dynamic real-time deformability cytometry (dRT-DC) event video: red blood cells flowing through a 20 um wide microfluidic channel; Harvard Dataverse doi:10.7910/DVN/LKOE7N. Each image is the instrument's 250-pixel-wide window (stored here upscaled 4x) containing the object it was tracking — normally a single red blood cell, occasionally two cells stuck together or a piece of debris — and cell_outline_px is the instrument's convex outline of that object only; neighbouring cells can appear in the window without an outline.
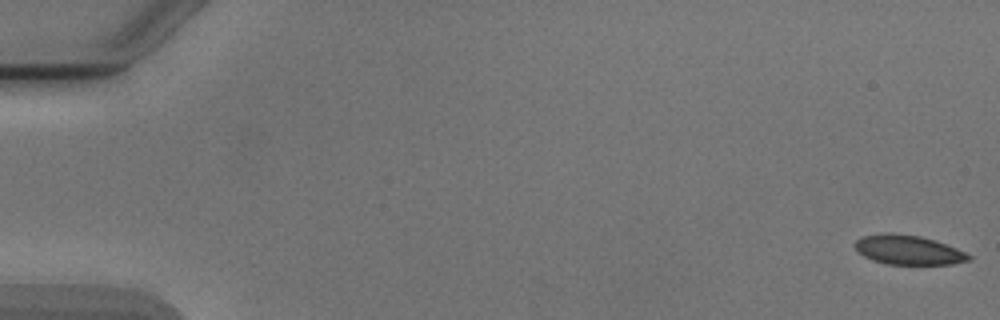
{"species": "Egyptian fruit bat (a non-hibernating species)", "species_latin": "Rousettus aegyptiacus", "temperature_condition": "cold", "stored_images_in_passage": 5, "camera_frame_rate_fps": 3000, "um_per_image_px": 0.085, "animal": {"sex": "male"}, "frame": {"image": 1, "passage_image": 1, "time_ms": 0.0, "image_size_px": [1000, 320], "cell_outline_px": [[972, 260], [952, 264], [888, 264], [872, 260], [856, 252], [852, 244], [856, 240], [864, 236], [880, 232], [892, 232], [920, 236], [936, 240], [956, 248], [972, 256]], "centroid_in_image_um": [77.16, 21.23], "position_along_channel_um": 7.8, "area_um2": 19.83}}
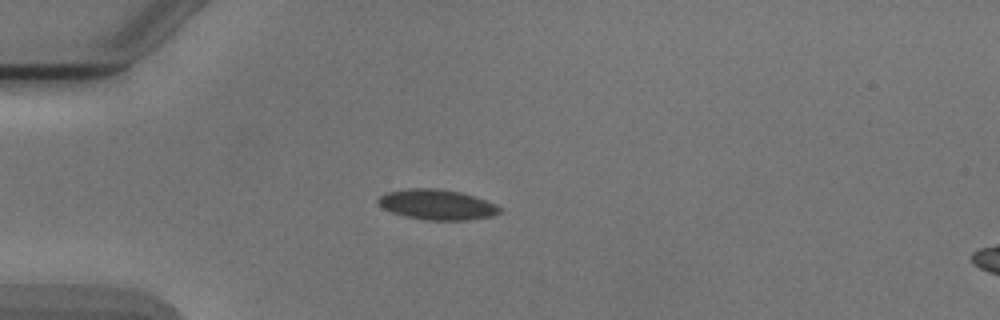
{"frame": {"image": 2, "passage_image": 5, "time_ms": 4.667, "image_size_px": [1000, 320], "cell_outline_px": [[504, 212], [492, 216], [468, 220], [424, 220], [404, 216], [392, 212], [376, 204], [376, 200], [380, 196], [388, 192], [408, 188], [436, 188], [460, 192], [476, 196], [496, 204], [504, 208]], "centroid_in_image_um": [37.19, 17.39], "position_along_channel_um": 47.8, "area_um2": 21.79}}